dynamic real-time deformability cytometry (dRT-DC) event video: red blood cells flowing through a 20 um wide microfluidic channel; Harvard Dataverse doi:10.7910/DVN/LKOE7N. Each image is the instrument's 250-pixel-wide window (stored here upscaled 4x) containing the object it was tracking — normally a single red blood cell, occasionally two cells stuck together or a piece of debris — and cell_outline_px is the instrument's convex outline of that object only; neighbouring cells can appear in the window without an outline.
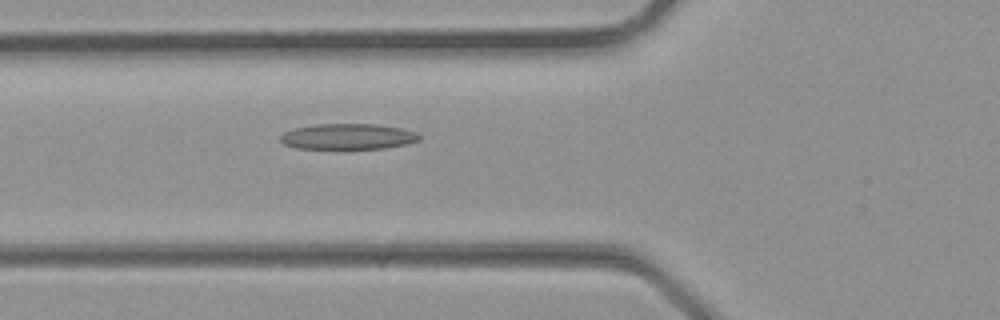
{"species": "common noctule bat (a hibernating species)", "species_latin": "Nyctalus noctula", "temperature_condition": "room temperature", "stored_images_in_passage": 25, "camera_frame_rate_fps": 3000, "um_per_image_px": 0.085, "animal": {"sex": "male", "body_mass_g": 23.1, "forearm_length_mm": 52.7}, "frame": {"image": 1, "passage_image": 4, "time_ms": 1.0, "image_size_px": [1000, 320], "cell_outline_px": [[420, 140], [408, 144], [384, 148], [296, 148], [284, 144], [280, 140], [280, 136], [284, 132], [292, 128], [316, 124], [376, 124], [400, 128], [416, 132], [420, 136]], "centroid_in_image_um": [29.57, 11.6], "position_along_channel_um": 96.2, "area_um2": 20.75}}
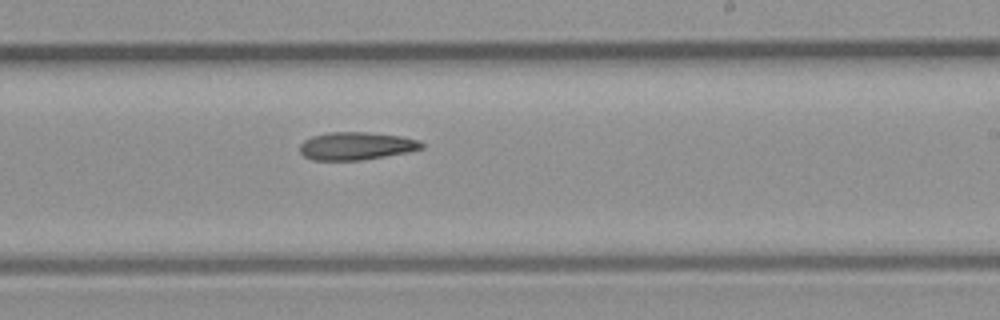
{"frame": {"image": 2, "passage_image": 12, "time_ms": 3.667, "image_size_px": [1000, 320], "cell_outline_px": [[424, 148], [408, 152], [360, 160], [312, 160], [304, 156], [300, 152], [300, 144], [304, 140], [312, 136], [328, 132], [364, 132], [400, 136], [420, 140], [424, 144]], "centroid_in_image_um": [30.28, 12.4], "position_along_channel_um": 258.7, "area_um2": 19.71}}
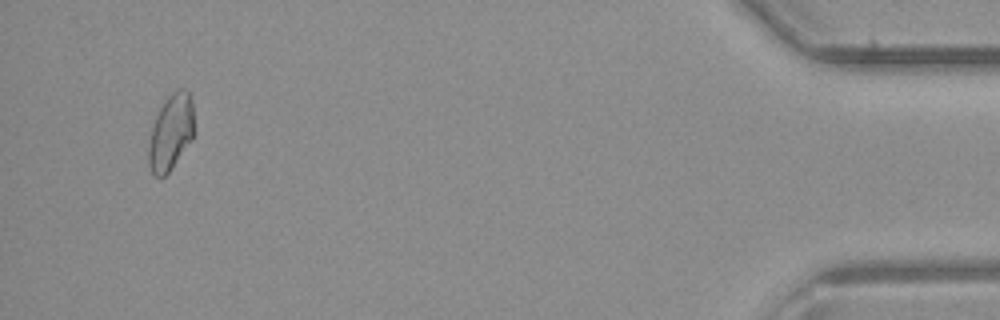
{"frame": {"image": 3, "passage_image": 24, "time_ms": 7.667, "image_size_px": [1000, 320], "cell_outline_px": [[192, 140], [168, 172], [164, 176], [156, 176], [152, 172], [148, 164], [148, 144], [152, 124], [164, 100], [176, 88], [184, 88], [188, 92], [192, 100]], "centroid_in_image_um": [14.49, 11.22], "position_along_channel_um": 420.7, "area_um2": 19.94}}